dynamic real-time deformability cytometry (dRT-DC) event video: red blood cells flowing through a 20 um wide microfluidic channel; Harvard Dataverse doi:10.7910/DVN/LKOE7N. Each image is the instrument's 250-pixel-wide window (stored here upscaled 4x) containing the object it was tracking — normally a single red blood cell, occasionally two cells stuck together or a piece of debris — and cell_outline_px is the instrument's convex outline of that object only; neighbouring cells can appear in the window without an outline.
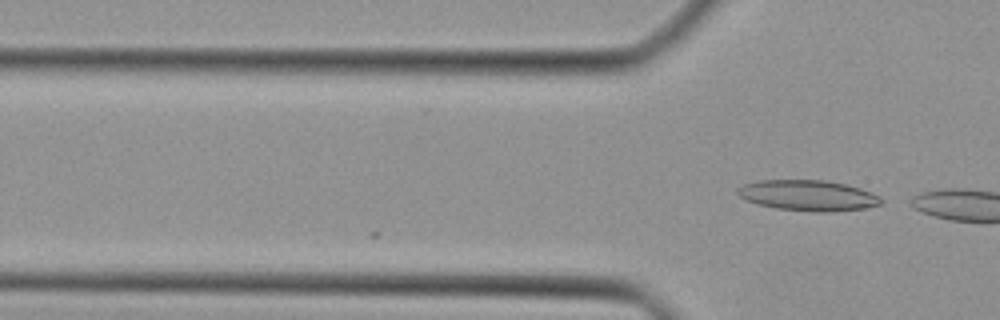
{"species": "Egyptian fruit bat (a non-hibernating species)", "species_latin": "Rousettus aegyptiacus", "temperature_condition": "cold", "stored_images_in_passage": 6, "camera_frame_rate_fps": 3000, "um_per_image_px": 0.085, "animal": {"sex": "female"}, "frame": {"image": 1, "passage_image": 6, "time_ms": 1.667, "image_size_px": [1000, 320], "cell_outline_px": [[884, 200], [880, 204], [864, 208], [832, 212], [812, 212], [776, 208], [756, 204], [740, 196], [736, 192], [744, 184], [760, 180], [824, 180], [848, 184], [872, 192], [880, 196]], "centroid_in_image_um": [68.73, 16.61], "position_along_channel_um": 57.1, "area_um2": 25.72}}